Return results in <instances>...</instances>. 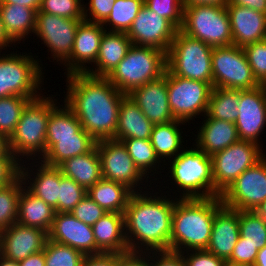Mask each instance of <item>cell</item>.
Listing matches in <instances>:
<instances>
[{"mask_svg": "<svg viewBox=\"0 0 266 266\" xmlns=\"http://www.w3.org/2000/svg\"><path fill=\"white\" fill-rule=\"evenodd\" d=\"M66 77L64 102L72 109L82 128L96 141L113 139L120 103L126 94L105 77L86 73H74Z\"/></svg>", "mask_w": 266, "mask_h": 266, "instance_id": "cell-1", "label": "cell"}, {"mask_svg": "<svg viewBox=\"0 0 266 266\" xmlns=\"http://www.w3.org/2000/svg\"><path fill=\"white\" fill-rule=\"evenodd\" d=\"M148 192H134L124 212L129 251L170 250L172 213L178 198L173 200L169 194L163 196L161 193L159 196L157 193L160 192Z\"/></svg>", "mask_w": 266, "mask_h": 266, "instance_id": "cell-2", "label": "cell"}, {"mask_svg": "<svg viewBox=\"0 0 266 266\" xmlns=\"http://www.w3.org/2000/svg\"><path fill=\"white\" fill-rule=\"evenodd\" d=\"M221 197L176 199L172 213L170 251L206 249Z\"/></svg>", "mask_w": 266, "mask_h": 266, "instance_id": "cell-3", "label": "cell"}, {"mask_svg": "<svg viewBox=\"0 0 266 266\" xmlns=\"http://www.w3.org/2000/svg\"><path fill=\"white\" fill-rule=\"evenodd\" d=\"M168 164L172 185L177 186V192L182 190V195L178 194L179 198L218 197L214 193L212 158L196 145L194 148H184L176 157L168 160Z\"/></svg>", "mask_w": 266, "mask_h": 266, "instance_id": "cell-4", "label": "cell"}, {"mask_svg": "<svg viewBox=\"0 0 266 266\" xmlns=\"http://www.w3.org/2000/svg\"><path fill=\"white\" fill-rule=\"evenodd\" d=\"M50 113L51 97H44L43 94L31 100L22 111L16 129L9 138V149L21 163L29 158L40 162L45 155Z\"/></svg>", "mask_w": 266, "mask_h": 266, "instance_id": "cell-5", "label": "cell"}, {"mask_svg": "<svg viewBox=\"0 0 266 266\" xmlns=\"http://www.w3.org/2000/svg\"><path fill=\"white\" fill-rule=\"evenodd\" d=\"M167 68L166 53L160 49L132 44L126 56L107 79L122 93L156 80Z\"/></svg>", "mask_w": 266, "mask_h": 266, "instance_id": "cell-6", "label": "cell"}, {"mask_svg": "<svg viewBox=\"0 0 266 266\" xmlns=\"http://www.w3.org/2000/svg\"><path fill=\"white\" fill-rule=\"evenodd\" d=\"M212 50L211 46L179 29L166 54L167 69L175 76L213 86Z\"/></svg>", "mask_w": 266, "mask_h": 266, "instance_id": "cell-7", "label": "cell"}, {"mask_svg": "<svg viewBox=\"0 0 266 266\" xmlns=\"http://www.w3.org/2000/svg\"><path fill=\"white\" fill-rule=\"evenodd\" d=\"M0 56V98L10 96L39 98L44 76L38 56L22 52L3 53ZM6 54V55H5ZM24 54V55H23ZM41 65V66H40ZM41 84V85H40ZM41 93V94H40Z\"/></svg>", "mask_w": 266, "mask_h": 266, "instance_id": "cell-8", "label": "cell"}, {"mask_svg": "<svg viewBox=\"0 0 266 266\" xmlns=\"http://www.w3.org/2000/svg\"><path fill=\"white\" fill-rule=\"evenodd\" d=\"M180 30L212 48L233 45L226 6L191 5L183 7V24Z\"/></svg>", "mask_w": 266, "mask_h": 266, "instance_id": "cell-9", "label": "cell"}, {"mask_svg": "<svg viewBox=\"0 0 266 266\" xmlns=\"http://www.w3.org/2000/svg\"><path fill=\"white\" fill-rule=\"evenodd\" d=\"M262 145L239 140L226 149L214 153L212 169L214 193L220 197L232 183L249 167L255 165L266 154Z\"/></svg>", "mask_w": 266, "mask_h": 266, "instance_id": "cell-10", "label": "cell"}, {"mask_svg": "<svg viewBox=\"0 0 266 266\" xmlns=\"http://www.w3.org/2000/svg\"><path fill=\"white\" fill-rule=\"evenodd\" d=\"M212 89L209 83L175 76L167 69L168 103L175 120L185 124L196 116H204Z\"/></svg>", "mask_w": 266, "mask_h": 266, "instance_id": "cell-11", "label": "cell"}, {"mask_svg": "<svg viewBox=\"0 0 266 266\" xmlns=\"http://www.w3.org/2000/svg\"><path fill=\"white\" fill-rule=\"evenodd\" d=\"M212 75L215 88L244 90L260 85L253 76L244 49L236 45L213 48Z\"/></svg>", "mask_w": 266, "mask_h": 266, "instance_id": "cell-12", "label": "cell"}, {"mask_svg": "<svg viewBox=\"0 0 266 266\" xmlns=\"http://www.w3.org/2000/svg\"><path fill=\"white\" fill-rule=\"evenodd\" d=\"M96 147L101 162L102 178L124 184L133 192H142L143 187L140 184L144 185L143 183L149 180L136 167L121 141L98 140ZM144 179L147 182H143Z\"/></svg>", "mask_w": 266, "mask_h": 266, "instance_id": "cell-13", "label": "cell"}, {"mask_svg": "<svg viewBox=\"0 0 266 266\" xmlns=\"http://www.w3.org/2000/svg\"><path fill=\"white\" fill-rule=\"evenodd\" d=\"M223 205L239 211H254L266 200V155L245 170L220 196Z\"/></svg>", "mask_w": 266, "mask_h": 266, "instance_id": "cell-14", "label": "cell"}, {"mask_svg": "<svg viewBox=\"0 0 266 266\" xmlns=\"http://www.w3.org/2000/svg\"><path fill=\"white\" fill-rule=\"evenodd\" d=\"M83 20L37 12L34 35L46 45L52 60L62 64L71 55L76 30Z\"/></svg>", "mask_w": 266, "mask_h": 266, "instance_id": "cell-15", "label": "cell"}, {"mask_svg": "<svg viewBox=\"0 0 266 266\" xmlns=\"http://www.w3.org/2000/svg\"><path fill=\"white\" fill-rule=\"evenodd\" d=\"M177 31L169 20L144 5L126 34L134 45L154 47L167 54Z\"/></svg>", "mask_w": 266, "mask_h": 266, "instance_id": "cell-16", "label": "cell"}, {"mask_svg": "<svg viewBox=\"0 0 266 266\" xmlns=\"http://www.w3.org/2000/svg\"><path fill=\"white\" fill-rule=\"evenodd\" d=\"M238 112L235 126L239 139L260 145L259 137L266 126V97L261 85L240 90Z\"/></svg>", "mask_w": 266, "mask_h": 266, "instance_id": "cell-17", "label": "cell"}, {"mask_svg": "<svg viewBox=\"0 0 266 266\" xmlns=\"http://www.w3.org/2000/svg\"><path fill=\"white\" fill-rule=\"evenodd\" d=\"M47 240L48 232L16 222L0 232V254L7 259L20 261L44 250Z\"/></svg>", "mask_w": 266, "mask_h": 266, "instance_id": "cell-18", "label": "cell"}, {"mask_svg": "<svg viewBox=\"0 0 266 266\" xmlns=\"http://www.w3.org/2000/svg\"><path fill=\"white\" fill-rule=\"evenodd\" d=\"M105 31L100 23L83 20L79 24L71 55L62 63L64 67L66 66V75L86 73L91 68L87 64H95Z\"/></svg>", "mask_w": 266, "mask_h": 266, "instance_id": "cell-19", "label": "cell"}, {"mask_svg": "<svg viewBox=\"0 0 266 266\" xmlns=\"http://www.w3.org/2000/svg\"><path fill=\"white\" fill-rule=\"evenodd\" d=\"M48 239L75 248L85 256L96 255L92 226L78 220L71 213L56 212Z\"/></svg>", "mask_w": 266, "mask_h": 266, "instance_id": "cell-20", "label": "cell"}, {"mask_svg": "<svg viewBox=\"0 0 266 266\" xmlns=\"http://www.w3.org/2000/svg\"><path fill=\"white\" fill-rule=\"evenodd\" d=\"M128 96L154 125L175 120L168 103L167 68L160 78L133 89Z\"/></svg>", "mask_w": 266, "mask_h": 266, "instance_id": "cell-21", "label": "cell"}, {"mask_svg": "<svg viewBox=\"0 0 266 266\" xmlns=\"http://www.w3.org/2000/svg\"><path fill=\"white\" fill-rule=\"evenodd\" d=\"M233 45L240 48L266 39V14L244 6L227 4Z\"/></svg>", "mask_w": 266, "mask_h": 266, "instance_id": "cell-22", "label": "cell"}, {"mask_svg": "<svg viewBox=\"0 0 266 266\" xmlns=\"http://www.w3.org/2000/svg\"><path fill=\"white\" fill-rule=\"evenodd\" d=\"M27 162V160L22 162L20 167V177L22 178L25 187L58 212L60 179L64 176L61 170L58 167L48 166L43 162L39 163L38 161H33L34 165L32 164V166ZM24 163H26V166L29 164L32 169H30L29 166L26 168ZM33 166H38L36 167L37 170H35ZM34 170L35 172L37 171L35 174L32 173ZM32 175L33 178H31Z\"/></svg>", "mask_w": 266, "mask_h": 266, "instance_id": "cell-23", "label": "cell"}, {"mask_svg": "<svg viewBox=\"0 0 266 266\" xmlns=\"http://www.w3.org/2000/svg\"><path fill=\"white\" fill-rule=\"evenodd\" d=\"M239 236V210L222 205L215 212L211 238L206 250L227 262Z\"/></svg>", "mask_w": 266, "mask_h": 266, "instance_id": "cell-24", "label": "cell"}, {"mask_svg": "<svg viewBox=\"0 0 266 266\" xmlns=\"http://www.w3.org/2000/svg\"><path fill=\"white\" fill-rule=\"evenodd\" d=\"M96 255L122 254L129 251L125 236L124 213L106 212L92 225Z\"/></svg>", "mask_w": 266, "mask_h": 266, "instance_id": "cell-25", "label": "cell"}, {"mask_svg": "<svg viewBox=\"0 0 266 266\" xmlns=\"http://www.w3.org/2000/svg\"><path fill=\"white\" fill-rule=\"evenodd\" d=\"M131 40L124 32L105 31L95 65L86 74L94 77L107 78L126 56L131 47ZM95 69V70H94Z\"/></svg>", "mask_w": 266, "mask_h": 266, "instance_id": "cell-26", "label": "cell"}, {"mask_svg": "<svg viewBox=\"0 0 266 266\" xmlns=\"http://www.w3.org/2000/svg\"><path fill=\"white\" fill-rule=\"evenodd\" d=\"M203 117L206 119L203 120L198 134L194 135L197 136L194 145L205 154L212 156L240 140L235 123L209 118L206 114Z\"/></svg>", "mask_w": 266, "mask_h": 266, "instance_id": "cell-27", "label": "cell"}, {"mask_svg": "<svg viewBox=\"0 0 266 266\" xmlns=\"http://www.w3.org/2000/svg\"><path fill=\"white\" fill-rule=\"evenodd\" d=\"M52 98L54 97L51 96V113L46 128V152L56 143V138L92 137L82 128L80 121L65 102L63 106Z\"/></svg>", "mask_w": 266, "mask_h": 266, "instance_id": "cell-28", "label": "cell"}, {"mask_svg": "<svg viewBox=\"0 0 266 266\" xmlns=\"http://www.w3.org/2000/svg\"><path fill=\"white\" fill-rule=\"evenodd\" d=\"M153 126L154 124L145 117L139 106L126 95L120 103L118 125L113 139L150 140Z\"/></svg>", "mask_w": 266, "mask_h": 266, "instance_id": "cell-29", "label": "cell"}, {"mask_svg": "<svg viewBox=\"0 0 266 266\" xmlns=\"http://www.w3.org/2000/svg\"><path fill=\"white\" fill-rule=\"evenodd\" d=\"M37 12L36 9L24 5L0 4L3 28L14 43L13 46L15 43L20 44L21 40L24 42V39L29 38L30 33L34 35Z\"/></svg>", "mask_w": 266, "mask_h": 266, "instance_id": "cell-30", "label": "cell"}, {"mask_svg": "<svg viewBox=\"0 0 266 266\" xmlns=\"http://www.w3.org/2000/svg\"><path fill=\"white\" fill-rule=\"evenodd\" d=\"M58 168L64 176L73 179L86 190L102 179L96 146L90 152L65 160Z\"/></svg>", "mask_w": 266, "mask_h": 266, "instance_id": "cell-31", "label": "cell"}, {"mask_svg": "<svg viewBox=\"0 0 266 266\" xmlns=\"http://www.w3.org/2000/svg\"><path fill=\"white\" fill-rule=\"evenodd\" d=\"M56 211L41 198L31 193L25 186L22 187L19 198L17 223L37 227L49 232Z\"/></svg>", "mask_w": 266, "mask_h": 266, "instance_id": "cell-32", "label": "cell"}, {"mask_svg": "<svg viewBox=\"0 0 266 266\" xmlns=\"http://www.w3.org/2000/svg\"><path fill=\"white\" fill-rule=\"evenodd\" d=\"M134 192L126 185L102 178L87 190V195L106 212L124 213Z\"/></svg>", "mask_w": 266, "mask_h": 266, "instance_id": "cell-33", "label": "cell"}, {"mask_svg": "<svg viewBox=\"0 0 266 266\" xmlns=\"http://www.w3.org/2000/svg\"><path fill=\"white\" fill-rule=\"evenodd\" d=\"M183 123L173 120L165 124H155L152 128L150 142L159 159H164L163 165H166L165 159L176 157L184 149L183 131H181L182 128L180 129Z\"/></svg>", "mask_w": 266, "mask_h": 266, "instance_id": "cell-34", "label": "cell"}, {"mask_svg": "<svg viewBox=\"0 0 266 266\" xmlns=\"http://www.w3.org/2000/svg\"><path fill=\"white\" fill-rule=\"evenodd\" d=\"M97 141L93 137L56 138V143L45 153L41 162L48 166L58 167L71 157L90 152Z\"/></svg>", "mask_w": 266, "mask_h": 266, "instance_id": "cell-35", "label": "cell"}, {"mask_svg": "<svg viewBox=\"0 0 266 266\" xmlns=\"http://www.w3.org/2000/svg\"><path fill=\"white\" fill-rule=\"evenodd\" d=\"M240 90L213 87L206 115L209 118L235 123L238 118Z\"/></svg>", "mask_w": 266, "mask_h": 266, "instance_id": "cell-36", "label": "cell"}, {"mask_svg": "<svg viewBox=\"0 0 266 266\" xmlns=\"http://www.w3.org/2000/svg\"><path fill=\"white\" fill-rule=\"evenodd\" d=\"M121 142L125 146L130 157L133 159L136 167L146 178H149V173L157 171L158 169L160 171L162 170V163H160L162 161L156 155L150 140L131 138L123 139ZM160 166L161 169L159 168Z\"/></svg>", "mask_w": 266, "mask_h": 266, "instance_id": "cell-37", "label": "cell"}, {"mask_svg": "<svg viewBox=\"0 0 266 266\" xmlns=\"http://www.w3.org/2000/svg\"><path fill=\"white\" fill-rule=\"evenodd\" d=\"M143 6L144 0H116L109 16L102 23L103 28L106 31L127 33Z\"/></svg>", "mask_w": 266, "mask_h": 266, "instance_id": "cell-38", "label": "cell"}, {"mask_svg": "<svg viewBox=\"0 0 266 266\" xmlns=\"http://www.w3.org/2000/svg\"><path fill=\"white\" fill-rule=\"evenodd\" d=\"M24 182L19 177L9 186L0 188V232L17 222L19 198Z\"/></svg>", "mask_w": 266, "mask_h": 266, "instance_id": "cell-39", "label": "cell"}, {"mask_svg": "<svg viewBox=\"0 0 266 266\" xmlns=\"http://www.w3.org/2000/svg\"><path fill=\"white\" fill-rule=\"evenodd\" d=\"M30 101V98L21 96L0 98V134L8 139L11 137L22 111Z\"/></svg>", "mask_w": 266, "mask_h": 266, "instance_id": "cell-40", "label": "cell"}, {"mask_svg": "<svg viewBox=\"0 0 266 266\" xmlns=\"http://www.w3.org/2000/svg\"><path fill=\"white\" fill-rule=\"evenodd\" d=\"M239 231L258 250L266 246V221L254 211H239Z\"/></svg>", "mask_w": 266, "mask_h": 266, "instance_id": "cell-41", "label": "cell"}, {"mask_svg": "<svg viewBox=\"0 0 266 266\" xmlns=\"http://www.w3.org/2000/svg\"><path fill=\"white\" fill-rule=\"evenodd\" d=\"M45 266H81L85 255L68 245L47 240L43 250Z\"/></svg>", "mask_w": 266, "mask_h": 266, "instance_id": "cell-42", "label": "cell"}, {"mask_svg": "<svg viewBox=\"0 0 266 266\" xmlns=\"http://www.w3.org/2000/svg\"><path fill=\"white\" fill-rule=\"evenodd\" d=\"M87 195V190L73 179L63 176L60 179L58 212L70 213Z\"/></svg>", "mask_w": 266, "mask_h": 266, "instance_id": "cell-43", "label": "cell"}, {"mask_svg": "<svg viewBox=\"0 0 266 266\" xmlns=\"http://www.w3.org/2000/svg\"><path fill=\"white\" fill-rule=\"evenodd\" d=\"M38 12L68 19H84V2L83 0H42Z\"/></svg>", "mask_w": 266, "mask_h": 266, "instance_id": "cell-44", "label": "cell"}, {"mask_svg": "<svg viewBox=\"0 0 266 266\" xmlns=\"http://www.w3.org/2000/svg\"><path fill=\"white\" fill-rule=\"evenodd\" d=\"M144 5L158 16L169 20L178 30L183 24V5L181 0H144Z\"/></svg>", "mask_w": 266, "mask_h": 266, "instance_id": "cell-45", "label": "cell"}, {"mask_svg": "<svg viewBox=\"0 0 266 266\" xmlns=\"http://www.w3.org/2000/svg\"><path fill=\"white\" fill-rule=\"evenodd\" d=\"M253 76L261 85L266 81V39L256 41L244 48Z\"/></svg>", "mask_w": 266, "mask_h": 266, "instance_id": "cell-46", "label": "cell"}, {"mask_svg": "<svg viewBox=\"0 0 266 266\" xmlns=\"http://www.w3.org/2000/svg\"><path fill=\"white\" fill-rule=\"evenodd\" d=\"M70 213L83 223L92 226L106 211L86 195Z\"/></svg>", "mask_w": 266, "mask_h": 266, "instance_id": "cell-47", "label": "cell"}, {"mask_svg": "<svg viewBox=\"0 0 266 266\" xmlns=\"http://www.w3.org/2000/svg\"><path fill=\"white\" fill-rule=\"evenodd\" d=\"M258 249L246 242V239L239 236L234 246L230 259L227 261L229 266H253L257 257Z\"/></svg>", "mask_w": 266, "mask_h": 266, "instance_id": "cell-48", "label": "cell"}, {"mask_svg": "<svg viewBox=\"0 0 266 266\" xmlns=\"http://www.w3.org/2000/svg\"><path fill=\"white\" fill-rule=\"evenodd\" d=\"M180 253L184 259L185 266H227V262L224 259L206 249L187 250Z\"/></svg>", "mask_w": 266, "mask_h": 266, "instance_id": "cell-49", "label": "cell"}, {"mask_svg": "<svg viewBox=\"0 0 266 266\" xmlns=\"http://www.w3.org/2000/svg\"><path fill=\"white\" fill-rule=\"evenodd\" d=\"M115 1L116 0H89V7L84 5V20L102 24L112 11Z\"/></svg>", "mask_w": 266, "mask_h": 266, "instance_id": "cell-50", "label": "cell"}, {"mask_svg": "<svg viewBox=\"0 0 266 266\" xmlns=\"http://www.w3.org/2000/svg\"><path fill=\"white\" fill-rule=\"evenodd\" d=\"M21 162L16 157H0V188L9 186L20 177Z\"/></svg>", "mask_w": 266, "mask_h": 266, "instance_id": "cell-51", "label": "cell"}, {"mask_svg": "<svg viewBox=\"0 0 266 266\" xmlns=\"http://www.w3.org/2000/svg\"><path fill=\"white\" fill-rule=\"evenodd\" d=\"M150 266H185V263L180 252L151 251Z\"/></svg>", "mask_w": 266, "mask_h": 266, "instance_id": "cell-52", "label": "cell"}, {"mask_svg": "<svg viewBox=\"0 0 266 266\" xmlns=\"http://www.w3.org/2000/svg\"><path fill=\"white\" fill-rule=\"evenodd\" d=\"M116 266H150V252L144 254V252L128 251L116 254Z\"/></svg>", "mask_w": 266, "mask_h": 266, "instance_id": "cell-53", "label": "cell"}, {"mask_svg": "<svg viewBox=\"0 0 266 266\" xmlns=\"http://www.w3.org/2000/svg\"><path fill=\"white\" fill-rule=\"evenodd\" d=\"M81 266H116V254L85 256Z\"/></svg>", "mask_w": 266, "mask_h": 266, "instance_id": "cell-54", "label": "cell"}, {"mask_svg": "<svg viewBox=\"0 0 266 266\" xmlns=\"http://www.w3.org/2000/svg\"><path fill=\"white\" fill-rule=\"evenodd\" d=\"M228 4L244 6L266 14V0H229Z\"/></svg>", "mask_w": 266, "mask_h": 266, "instance_id": "cell-55", "label": "cell"}, {"mask_svg": "<svg viewBox=\"0 0 266 266\" xmlns=\"http://www.w3.org/2000/svg\"><path fill=\"white\" fill-rule=\"evenodd\" d=\"M19 266H45V255L43 250L31 254L26 259L18 261Z\"/></svg>", "mask_w": 266, "mask_h": 266, "instance_id": "cell-56", "label": "cell"}, {"mask_svg": "<svg viewBox=\"0 0 266 266\" xmlns=\"http://www.w3.org/2000/svg\"><path fill=\"white\" fill-rule=\"evenodd\" d=\"M183 7L191 5L226 6L229 0H181Z\"/></svg>", "mask_w": 266, "mask_h": 266, "instance_id": "cell-57", "label": "cell"}, {"mask_svg": "<svg viewBox=\"0 0 266 266\" xmlns=\"http://www.w3.org/2000/svg\"><path fill=\"white\" fill-rule=\"evenodd\" d=\"M42 0H0V4H18L39 11Z\"/></svg>", "mask_w": 266, "mask_h": 266, "instance_id": "cell-58", "label": "cell"}, {"mask_svg": "<svg viewBox=\"0 0 266 266\" xmlns=\"http://www.w3.org/2000/svg\"><path fill=\"white\" fill-rule=\"evenodd\" d=\"M14 44L11 39L8 37V35L5 33L3 24H2V18H1V13H0V55H1V50L8 49L7 47H11L10 45Z\"/></svg>", "mask_w": 266, "mask_h": 266, "instance_id": "cell-59", "label": "cell"}, {"mask_svg": "<svg viewBox=\"0 0 266 266\" xmlns=\"http://www.w3.org/2000/svg\"><path fill=\"white\" fill-rule=\"evenodd\" d=\"M0 157H15L9 149V139L0 134Z\"/></svg>", "mask_w": 266, "mask_h": 266, "instance_id": "cell-60", "label": "cell"}, {"mask_svg": "<svg viewBox=\"0 0 266 266\" xmlns=\"http://www.w3.org/2000/svg\"><path fill=\"white\" fill-rule=\"evenodd\" d=\"M253 266H266V246L258 250L257 257Z\"/></svg>", "mask_w": 266, "mask_h": 266, "instance_id": "cell-61", "label": "cell"}, {"mask_svg": "<svg viewBox=\"0 0 266 266\" xmlns=\"http://www.w3.org/2000/svg\"><path fill=\"white\" fill-rule=\"evenodd\" d=\"M254 212L266 221V200L263 201Z\"/></svg>", "mask_w": 266, "mask_h": 266, "instance_id": "cell-62", "label": "cell"}, {"mask_svg": "<svg viewBox=\"0 0 266 266\" xmlns=\"http://www.w3.org/2000/svg\"><path fill=\"white\" fill-rule=\"evenodd\" d=\"M0 266H19L18 261L10 260L0 254Z\"/></svg>", "mask_w": 266, "mask_h": 266, "instance_id": "cell-63", "label": "cell"}, {"mask_svg": "<svg viewBox=\"0 0 266 266\" xmlns=\"http://www.w3.org/2000/svg\"><path fill=\"white\" fill-rule=\"evenodd\" d=\"M261 86H262V88H263V90H264L265 97H266V81L263 82V83L261 84Z\"/></svg>", "mask_w": 266, "mask_h": 266, "instance_id": "cell-64", "label": "cell"}]
</instances>
